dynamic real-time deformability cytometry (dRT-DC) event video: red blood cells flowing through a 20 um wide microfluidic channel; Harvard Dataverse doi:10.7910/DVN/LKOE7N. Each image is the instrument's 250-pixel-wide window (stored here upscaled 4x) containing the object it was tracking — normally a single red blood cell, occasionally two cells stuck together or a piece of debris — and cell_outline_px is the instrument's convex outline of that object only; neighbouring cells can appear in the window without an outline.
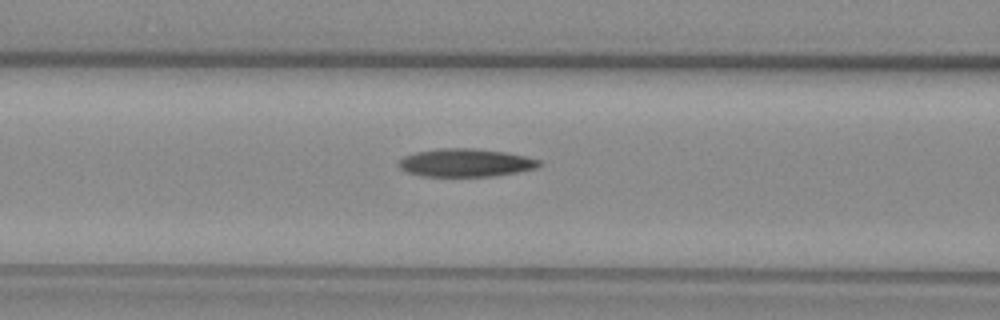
{"species": "common noctule bat (a hibernating species)", "species_latin": "Nyctalus noctula", "temperature_condition": "warm", "stored_images_in_passage": 39, "segment_of_instrument_passage": [1, 2], "camera_frame_rate_fps": 3000, "um_per_image_px": 0.085, "animal": {"sex": "female", "body_mass_g": 29.2, "forearm_length_mm": 56.3}, "frame": {"image": 1, "passage_image": 8, "time_ms": 2.333, "image_size_px": [1000, 320], "cell_outline_px": [[536, 164], [524, 168], [504, 172], [464, 176], [444, 176], [420, 172], [408, 168], [404, 164], [404, 160], [412, 156], [432, 152], [492, 152], [516, 156], [532, 160]], "centroid_in_image_um": [39.59, 13.88], "position_along_channel_um": 127.0, "area_um2": 17.46}}
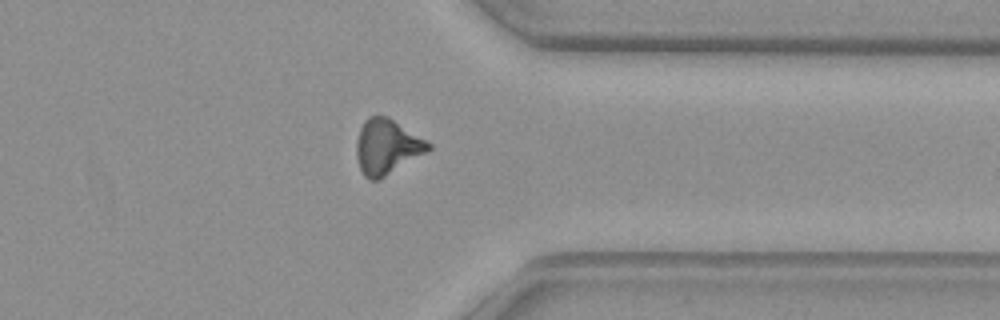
{"frame": {"image": 2, "passage_image": 27, "time_ms": 8.667, "image_size_px": [1000, 320], "cell_outline_px": [[428, 148], [380, 176], [368, 176], [364, 172], [360, 164], [360, 136], [364, 124], [372, 116], [380, 116], [388, 120], [428, 144]], "centroid_in_image_um": [32.84, 12.44], "position_along_channel_um": 378.6, "area_um2": 18.96}}
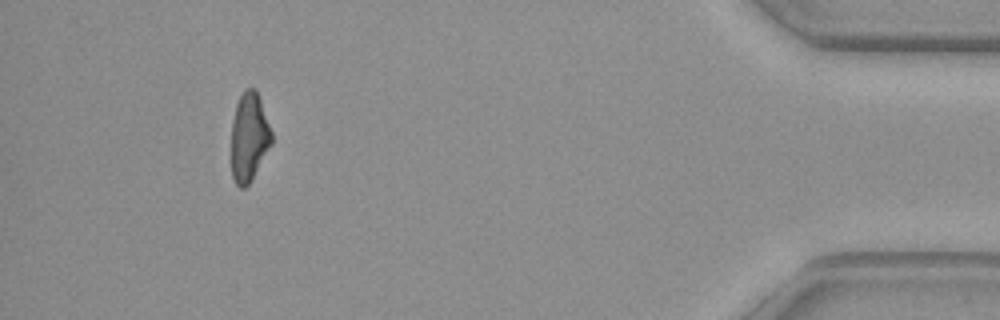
{"frame": {"image": 3, "passage_image": 34, "time_ms": 11.0, "image_size_px": [1000, 320], "cell_outline_px": [[272, 140], [252, 176], [244, 184], [240, 184], [236, 180], [232, 172], [232, 128], [236, 108], [244, 92], [252, 88], [256, 92], [272, 136]], "centroid_in_image_um": [21.16, 11.62], "position_along_channel_um": 414.0, "area_um2": 18.73}}